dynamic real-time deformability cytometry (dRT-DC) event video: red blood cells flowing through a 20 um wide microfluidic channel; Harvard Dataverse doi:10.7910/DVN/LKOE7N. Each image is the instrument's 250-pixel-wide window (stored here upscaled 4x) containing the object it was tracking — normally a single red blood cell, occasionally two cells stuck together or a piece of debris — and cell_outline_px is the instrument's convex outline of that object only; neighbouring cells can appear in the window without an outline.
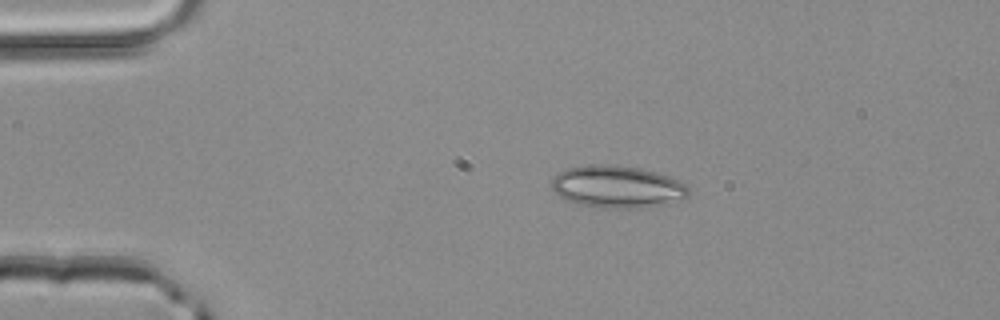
{"species": "common noctule bat (a hibernating species)", "species_latin": "Nyctalus noctula", "temperature_condition": "room temperature", "stored_images_in_passage": 2, "camera_frame_rate_fps": 3000, "um_per_image_px": 0.085, "animal": {"sex": "male", "body_mass_g": 20.4}, "frame": {"image": 1, "passage_image": 1, "time_ms": 0.0, "image_size_px": [1000, 320], "cell_outline_px": [[688, 196], [660, 204], [640, 208], [600, 208], [580, 204], [568, 200], [560, 196], [552, 188], [552, 176], [568, 168], [580, 164], [616, 164], [640, 168], [656, 172], [668, 176], [684, 184], [688, 188]], "centroid_in_image_um": [52.4, 15.85], "position_along_channel_um": 32.6, "area_um2": 33.52}}